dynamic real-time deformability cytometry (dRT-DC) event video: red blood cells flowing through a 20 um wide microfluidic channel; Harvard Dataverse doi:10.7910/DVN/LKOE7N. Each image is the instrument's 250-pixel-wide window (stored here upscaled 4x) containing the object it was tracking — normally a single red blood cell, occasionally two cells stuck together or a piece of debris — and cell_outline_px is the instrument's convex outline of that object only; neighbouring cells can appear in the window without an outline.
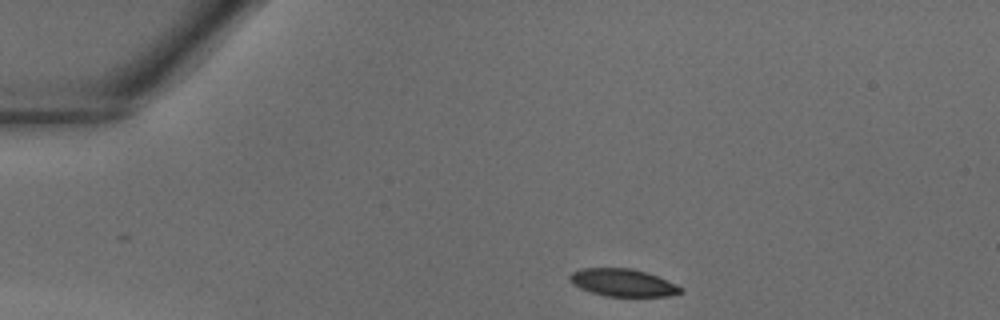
{"species": "common noctule bat (a hibernating species)", "species_latin": "Nyctalus noctula", "temperature_condition": "warm", "stored_images_in_passage": 33, "camera_frame_rate_fps": 3000, "um_per_image_px": 0.085, "animal": {"sex": "male", "body_mass_g": 18.8}, "frame": {"image": 1, "passage_image": 1, "time_ms": 0.0, "image_size_px": [1000, 320], "cell_outline_px": [[684, 292], [668, 296], [604, 296], [580, 288], [572, 284], [568, 276], [572, 272], [580, 268], [632, 268], [648, 272], [676, 284], [684, 288]], "centroid_in_image_um": [52.95, 24.02], "position_along_channel_um": 32.0, "area_um2": 17.92}}
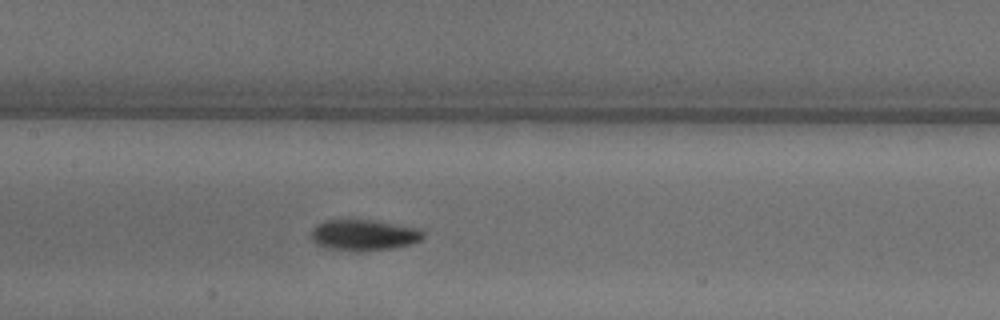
{"frame": {"image": 2, "passage_image": 13, "time_ms": 4.0, "image_size_px": [1000, 320], "cell_outline_px": [[424, 240], [412, 244], [392, 248], [328, 248], [316, 244], [312, 240], [312, 228], [316, 224], [328, 220], [372, 220], [424, 228]], "centroid_in_image_um": [31.02, 19.92], "position_along_channel_um": 176.4, "area_um2": 19.65}}
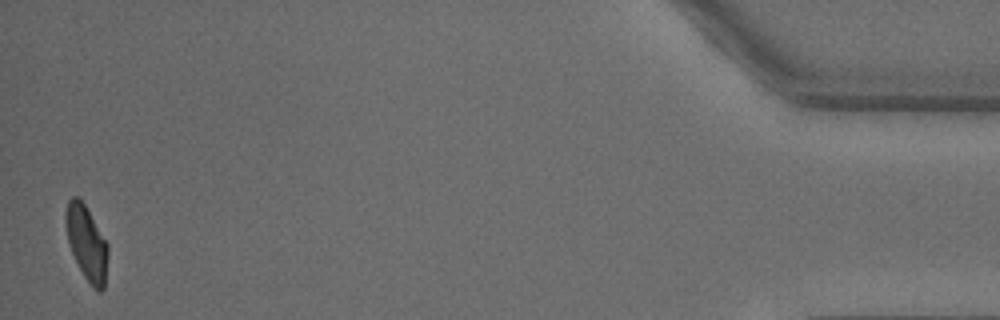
{"frame": {"image": 3, "passage_image": 33, "time_ms": 10.667, "image_size_px": [1000, 320], "cell_outline_px": [[108, 256], [104, 288], [100, 292], [96, 292], [92, 288], [84, 276], [72, 252], [68, 240], [64, 220], [64, 216], [68, 200], [72, 196], [80, 196], [108, 244]], "centroid_in_image_um": [7.36, 20.64], "position_along_channel_um": 427.8, "area_um2": 18.44}}